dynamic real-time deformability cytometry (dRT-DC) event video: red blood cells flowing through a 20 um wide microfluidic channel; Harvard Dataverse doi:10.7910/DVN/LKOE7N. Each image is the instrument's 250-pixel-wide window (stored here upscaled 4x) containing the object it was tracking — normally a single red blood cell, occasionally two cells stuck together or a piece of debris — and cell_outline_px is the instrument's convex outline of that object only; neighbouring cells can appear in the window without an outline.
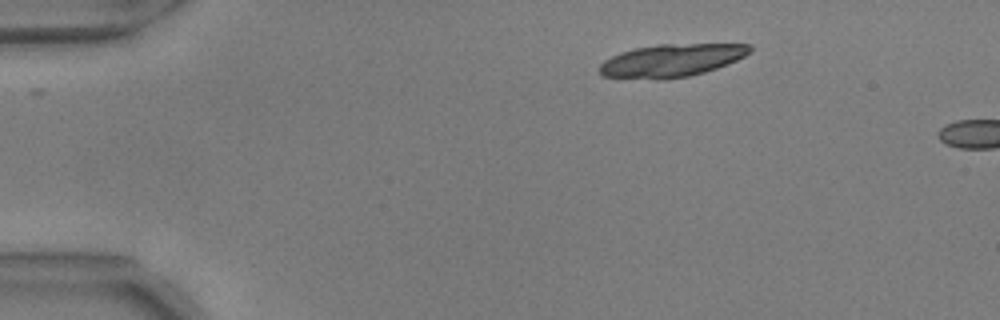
{"species": "common noctule bat (a hibernating species)", "species_latin": "Nyctalus noctula", "temperature_condition": "warm", "stored_images_in_passage": 4, "camera_frame_rate_fps": 3000, "um_per_image_px": 0.085, "animal": {"sex": "male", "body_mass_g": 17.9, "forearm_length_mm": 54.2}, "frame": {"image": 1, "passage_image": 1, "time_ms": 0.0, "image_size_px": [1000, 320], "cell_outline_px": [[752, 52], [728, 64], [704, 72], [688, 76], [664, 80], [656, 80], [600, 76], [600, 64], [604, 60], [620, 52], [636, 48], [656, 44], [752, 44]], "centroid_in_image_um": [57.07, 5.14], "position_along_channel_um": 27.9, "area_um2": 28.9}}